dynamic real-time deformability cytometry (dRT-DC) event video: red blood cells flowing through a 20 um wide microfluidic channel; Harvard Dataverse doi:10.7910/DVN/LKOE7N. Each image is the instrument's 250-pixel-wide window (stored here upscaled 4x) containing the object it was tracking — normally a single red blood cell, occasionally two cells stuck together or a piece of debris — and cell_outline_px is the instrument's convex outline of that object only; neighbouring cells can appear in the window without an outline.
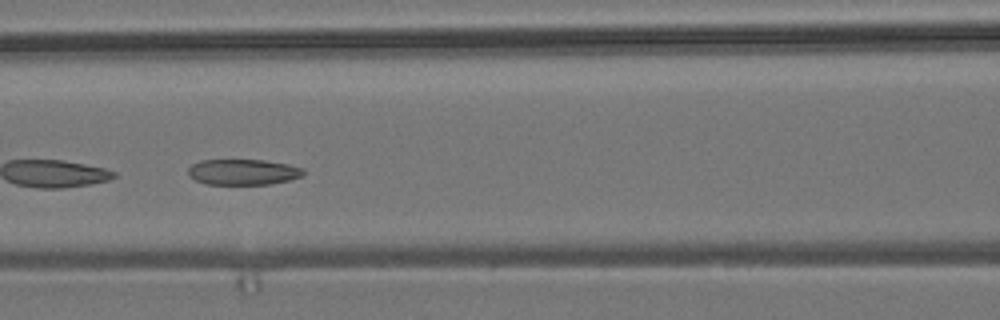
{"species": "common noctule bat (a hibernating species)", "species_latin": "Nyctalus noctula", "temperature_condition": "room temperature", "stored_images_in_passage": 9, "segment_of_instrument_passage": [1, 2], "camera_frame_rate_fps": 3000, "um_per_image_px": 0.085, "animal": {"sex": "male", "body_mass_g": 19.2, "forearm_length_mm": 51.8}, "frame": {"image": 1, "passage_image": 7, "time_ms": 2.0, "image_size_px": [1000, 320], "cell_outline_px": [[304, 176], [272, 184], [204, 184], [188, 176], [188, 168], [192, 164], [200, 160], [264, 160], [288, 164], [304, 168]], "centroid_in_image_um": [20.66, 14.62], "position_along_channel_um": 145.9, "area_um2": 17.4}}
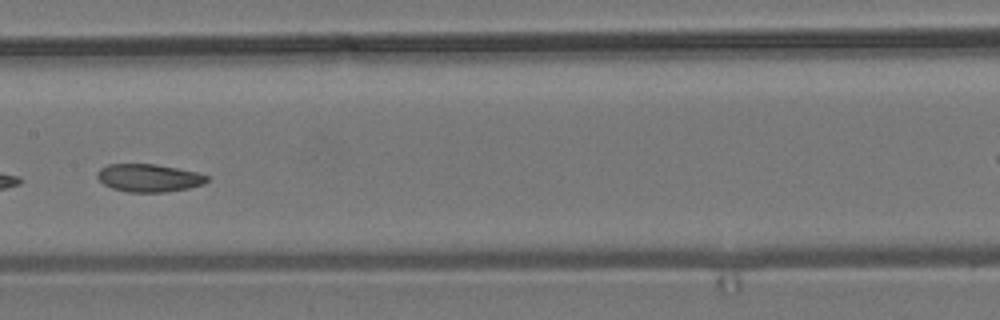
{"frame": {"image": 2, "passage_image": 8, "time_ms": 2.333, "image_size_px": [1000, 320], "cell_outline_px": [[208, 180], [204, 184], [188, 188], [164, 192], [128, 192], [112, 188], [104, 184], [96, 176], [96, 172], [100, 168], [108, 164], [156, 164], [196, 172], [208, 176]], "centroid_in_image_um": [12.63, 15.12], "position_along_channel_um": 194.8, "area_um2": 17.74}}